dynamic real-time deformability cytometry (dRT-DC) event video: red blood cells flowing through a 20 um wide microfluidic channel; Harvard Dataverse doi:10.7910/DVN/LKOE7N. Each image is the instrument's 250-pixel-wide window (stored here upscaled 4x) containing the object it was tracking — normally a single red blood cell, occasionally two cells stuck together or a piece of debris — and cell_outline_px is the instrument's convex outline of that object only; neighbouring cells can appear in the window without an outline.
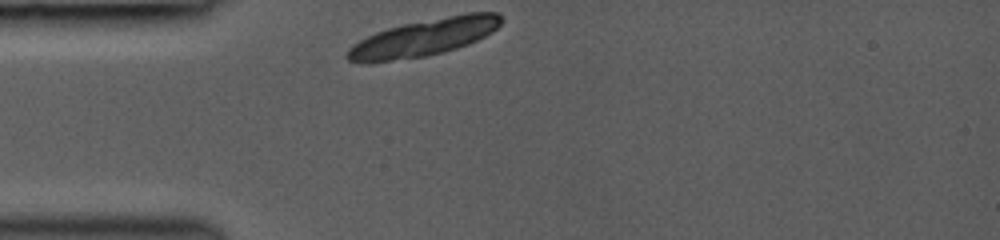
{"species": "common noctule bat (a hibernating species)", "species_latin": "Nyctalus noctula", "temperature_condition": "room temperature", "stored_images_in_passage": 28, "camera_frame_rate_fps": 3000, "um_per_image_px": 0.085, "animal": {"sex": "female", "body_mass_g": 19.0, "forearm_length_mm": 53.3}, "frame": {"image": 1, "passage_image": 1, "time_ms": 0.0, "image_size_px": [1000, 240], "cell_outline_px": [[504, 20], [492, 32], [468, 44], [456, 48], [424, 56], [372, 64], [368, 64], [348, 60], [344, 56], [348, 48], [352, 44], [376, 32], [388, 28], [404, 24], [468, 12], [496, 12]], "centroid_in_image_um": [35.98, 3.2], "position_along_channel_um": 49.0, "area_um2": 33.18}}
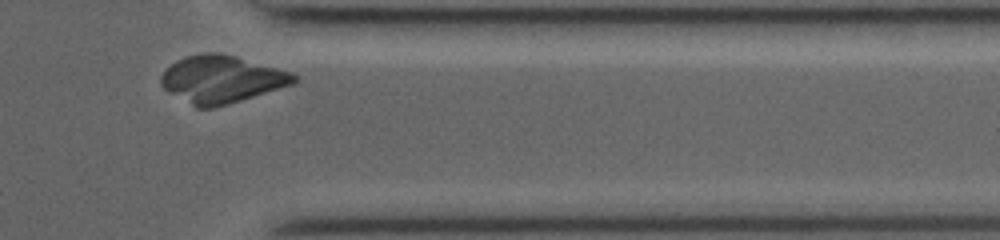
{"frame": {"image": 2, "passage_image": 27, "time_ms": 8.667, "image_size_px": [1000, 240], "cell_outline_px": [[300, 80], [292, 84], [228, 104], [212, 108], [196, 108], [168, 92], [160, 84], [160, 76], [176, 60], [188, 56], [208, 52], [220, 52], [292, 72]], "centroid_in_image_um": [18.81, 6.74], "position_along_channel_um": 392.6, "area_um2": 36.41}}